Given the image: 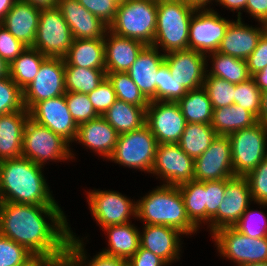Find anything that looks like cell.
Segmentation results:
<instances>
[{"instance_id":"c3c4849f","label":"cell","mask_w":267,"mask_h":266,"mask_svg":"<svg viewBox=\"0 0 267 266\" xmlns=\"http://www.w3.org/2000/svg\"><path fill=\"white\" fill-rule=\"evenodd\" d=\"M225 189L226 179L205 181L206 223L208 228L210 227L211 219L217 214L218 207L223 201Z\"/></svg>"},{"instance_id":"30bf717a","label":"cell","mask_w":267,"mask_h":266,"mask_svg":"<svg viewBox=\"0 0 267 266\" xmlns=\"http://www.w3.org/2000/svg\"><path fill=\"white\" fill-rule=\"evenodd\" d=\"M73 40L70 27L57 7L41 9L33 48L46 57L64 58Z\"/></svg>"},{"instance_id":"9a60e30c","label":"cell","mask_w":267,"mask_h":266,"mask_svg":"<svg viewBox=\"0 0 267 266\" xmlns=\"http://www.w3.org/2000/svg\"><path fill=\"white\" fill-rule=\"evenodd\" d=\"M145 124L158 144L178 143L186 120L177 102L150 101L146 107Z\"/></svg>"},{"instance_id":"9c48e42d","label":"cell","mask_w":267,"mask_h":266,"mask_svg":"<svg viewBox=\"0 0 267 266\" xmlns=\"http://www.w3.org/2000/svg\"><path fill=\"white\" fill-rule=\"evenodd\" d=\"M211 236L219 254L237 266L267 262V237L252 238L234 227L218 229Z\"/></svg>"},{"instance_id":"7bdbcfd3","label":"cell","mask_w":267,"mask_h":266,"mask_svg":"<svg viewBox=\"0 0 267 266\" xmlns=\"http://www.w3.org/2000/svg\"><path fill=\"white\" fill-rule=\"evenodd\" d=\"M261 90L255 81L249 80L235 84L234 104L250 111L256 118L259 115Z\"/></svg>"},{"instance_id":"ee69618b","label":"cell","mask_w":267,"mask_h":266,"mask_svg":"<svg viewBox=\"0 0 267 266\" xmlns=\"http://www.w3.org/2000/svg\"><path fill=\"white\" fill-rule=\"evenodd\" d=\"M250 206L233 226L240 233L252 238L267 237V217L263 211H253Z\"/></svg>"},{"instance_id":"003e7915","label":"cell","mask_w":267,"mask_h":266,"mask_svg":"<svg viewBox=\"0 0 267 266\" xmlns=\"http://www.w3.org/2000/svg\"><path fill=\"white\" fill-rule=\"evenodd\" d=\"M241 266H267V262L252 263V264H243Z\"/></svg>"},{"instance_id":"d6a6232c","label":"cell","mask_w":267,"mask_h":266,"mask_svg":"<svg viewBox=\"0 0 267 266\" xmlns=\"http://www.w3.org/2000/svg\"><path fill=\"white\" fill-rule=\"evenodd\" d=\"M217 135L211 124L186 123L178 145L195 160L210 147Z\"/></svg>"},{"instance_id":"f907efd6","label":"cell","mask_w":267,"mask_h":266,"mask_svg":"<svg viewBox=\"0 0 267 266\" xmlns=\"http://www.w3.org/2000/svg\"><path fill=\"white\" fill-rule=\"evenodd\" d=\"M21 41L17 40L1 23H0V57L10 65L25 49Z\"/></svg>"},{"instance_id":"4fadbf2b","label":"cell","mask_w":267,"mask_h":266,"mask_svg":"<svg viewBox=\"0 0 267 266\" xmlns=\"http://www.w3.org/2000/svg\"><path fill=\"white\" fill-rule=\"evenodd\" d=\"M230 22L213 9L195 10L190 20L188 49L206 56L216 52Z\"/></svg>"},{"instance_id":"b9f144b4","label":"cell","mask_w":267,"mask_h":266,"mask_svg":"<svg viewBox=\"0 0 267 266\" xmlns=\"http://www.w3.org/2000/svg\"><path fill=\"white\" fill-rule=\"evenodd\" d=\"M23 91L10 78H0V115L24 110Z\"/></svg>"},{"instance_id":"a7ac6f4b","label":"cell","mask_w":267,"mask_h":266,"mask_svg":"<svg viewBox=\"0 0 267 266\" xmlns=\"http://www.w3.org/2000/svg\"><path fill=\"white\" fill-rule=\"evenodd\" d=\"M114 2H116L118 5H120L121 3H123L126 0H113Z\"/></svg>"},{"instance_id":"d6986e66","label":"cell","mask_w":267,"mask_h":266,"mask_svg":"<svg viewBox=\"0 0 267 266\" xmlns=\"http://www.w3.org/2000/svg\"><path fill=\"white\" fill-rule=\"evenodd\" d=\"M164 62L172 78L187 91L203 87L207 73V56L195 50H179L165 54Z\"/></svg>"},{"instance_id":"7a4b0ae2","label":"cell","mask_w":267,"mask_h":266,"mask_svg":"<svg viewBox=\"0 0 267 266\" xmlns=\"http://www.w3.org/2000/svg\"><path fill=\"white\" fill-rule=\"evenodd\" d=\"M43 166L25 157L0 161V202L59 206L54 200Z\"/></svg>"},{"instance_id":"83f0119b","label":"cell","mask_w":267,"mask_h":266,"mask_svg":"<svg viewBox=\"0 0 267 266\" xmlns=\"http://www.w3.org/2000/svg\"><path fill=\"white\" fill-rule=\"evenodd\" d=\"M64 60L65 65L105 69L104 39H74Z\"/></svg>"},{"instance_id":"ffe728a7","label":"cell","mask_w":267,"mask_h":266,"mask_svg":"<svg viewBox=\"0 0 267 266\" xmlns=\"http://www.w3.org/2000/svg\"><path fill=\"white\" fill-rule=\"evenodd\" d=\"M62 13L74 39H104L109 26L84 8L78 0H59Z\"/></svg>"},{"instance_id":"e7e4bbea","label":"cell","mask_w":267,"mask_h":266,"mask_svg":"<svg viewBox=\"0 0 267 266\" xmlns=\"http://www.w3.org/2000/svg\"><path fill=\"white\" fill-rule=\"evenodd\" d=\"M9 75V65L0 57V78Z\"/></svg>"},{"instance_id":"8fae6325","label":"cell","mask_w":267,"mask_h":266,"mask_svg":"<svg viewBox=\"0 0 267 266\" xmlns=\"http://www.w3.org/2000/svg\"><path fill=\"white\" fill-rule=\"evenodd\" d=\"M22 91L24 108L28 111L38 102L65 95L64 58L47 57L34 80Z\"/></svg>"},{"instance_id":"d4e9b609","label":"cell","mask_w":267,"mask_h":266,"mask_svg":"<svg viewBox=\"0 0 267 266\" xmlns=\"http://www.w3.org/2000/svg\"><path fill=\"white\" fill-rule=\"evenodd\" d=\"M118 135L116 130L100 115L78 125L75 141L108 159L114 151Z\"/></svg>"},{"instance_id":"f546056e","label":"cell","mask_w":267,"mask_h":266,"mask_svg":"<svg viewBox=\"0 0 267 266\" xmlns=\"http://www.w3.org/2000/svg\"><path fill=\"white\" fill-rule=\"evenodd\" d=\"M146 107L117 99L102 116L118 134H122L145 125Z\"/></svg>"},{"instance_id":"bcb514c9","label":"cell","mask_w":267,"mask_h":266,"mask_svg":"<svg viewBox=\"0 0 267 266\" xmlns=\"http://www.w3.org/2000/svg\"><path fill=\"white\" fill-rule=\"evenodd\" d=\"M33 256L26 247L0 234V266H21Z\"/></svg>"},{"instance_id":"f5cc1de1","label":"cell","mask_w":267,"mask_h":266,"mask_svg":"<svg viewBox=\"0 0 267 266\" xmlns=\"http://www.w3.org/2000/svg\"><path fill=\"white\" fill-rule=\"evenodd\" d=\"M246 63L251 76L267 66V30L260 36L256 48L246 59Z\"/></svg>"},{"instance_id":"f6af8a7d","label":"cell","mask_w":267,"mask_h":266,"mask_svg":"<svg viewBox=\"0 0 267 266\" xmlns=\"http://www.w3.org/2000/svg\"><path fill=\"white\" fill-rule=\"evenodd\" d=\"M65 100L69 112L77 125L95 119L100 116L90 102L88 94L78 92H66Z\"/></svg>"},{"instance_id":"cb8c5ba5","label":"cell","mask_w":267,"mask_h":266,"mask_svg":"<svg viewBox=\"0 0 267 266\" xmlns=\"http://www.w3.org/2000/svg\"><path fill=\"white\" fill-rule=\"evenodd\" d=\"M105 72H127L137 59L145 43L119 36L109 29L104 37Z\"/></svg>"},{"instance_id":"ac0fdd59","label":"cell","mask_w":267,"mask_h":266,"mask_svg":"<svg viewBox=\"0 0 267 266\" xmlns=\"http://www.w3.org/2000/svg\"><path fill=\"white\" fill-rule=\"evenodd\" d=\"M29 116L35 122L61 136L69 144L76 139L78 125L69 112L65 95L36 103L29 110Z\"/></svg>"},{"instance_id":"be15d7a7","label":"cell","mask_w":267,"mask_h":266,"mask_svg":"<svg viewBox=\"0 0 267 266\" xmlns=\"http://www.w3.org/2000/svg\"><path fill=\"white\" fill-rule=\"evenodd\" d=\"M16 0H0V22L5 18Z\"/></svg>"},{"instance_id":"484cf974","label":"cell","mask_w":267,"mask_h":266,"mask_svg":"<svg viewBox=\"0 0 267 266\" xmlns=\"http://www.w3.org/2000/svg\"><path fill=\"white\" fill-rule=\"evenodd\" d=\"M40 11L31 4L16 0L5 18L0 22L17 40L32 47L39 25Z\"/></svg>"},{"instance_id":"7402d4cb","label":"cell","mask_w":267,"mask_h":266,"mask_svg":"<svg viewBox=\"0 0 267 266\" xmlns=\"http://www.w3.org/2000/svg\"><path fill=\"white\" fill-rule=\"evenodd\" d=\"M260 27L245 25L242 18L229 23L218 48V52L246 60L256 48L258 40L266 30V24Z\"/></svg>"},{"instance_id":"44dd1931","label":"cell","mask_w":267,"mask_h":266,"mask_svg":"<svg viewBox=\"0 0 267 266\" xmlns=\"http://www.w3.org/2000/svg\"><path fill=\"white\" fill-rule=\"evenodd\" d=\"M140 233V247L151 251L162 258L168 265L180 259L181 233L179 230L165 225H143Z\"/></svg>"},{"instance_id":"ab89813d","label":"cell","mask_w":267,"mask_h":266,"mask_svg":"<svg viewBox=\"0 0 267 266\" xmlns=\"http://www.w3.org/2000/svg\"><path fill=\"white\" fill-rule=\"evenodd\" d=\"M203 88L208 94L213 109L234 104L235 84L206 73Z\"/></svg>"},{"instance_id":"db71d44e","label":"cell","mask_w":267,"mask_h":266,"mask_svg":"<svg viewBox=\"0 0 267 266\" xmlns=\"http://www.w3.org/2000/svg\"><path fill=\"white\" fill-rule=\"evenodd\" d=\"M168 264L151 251L139 247L137 252L127 260V266H167Z\"/></svg>"},{"instance_id":"6125c7cd","label":"cell","mask_w":267,"mask_h":266,"mask_svg":"<svg viewBox=\"0 0 267 266\" xmlns=\"http://www.w3.org/2000/svg\"><path fill=\"white\" fill-rule=\"evenodd\" d=\"M184 1L186 4L195 8L196 10H203V9H208V8L212 9L209 6H210V3L214 0H184ZM208 4H209V6H208Z\"/></svg>"},{"instance_id":"5b68a950","label":"cell","mask_w":267,"mask_h":266,"mask_svg":"<svg viewBox=\"0 0 267 266\" xmlns=\"http://www.w3.org/2000/svg\"><path fill=\"white\" fill-rule=\"evenodd\" d=\"M158 0H126L118 5L109 30L119 36L152 45L157 24Z\"/></svg>"},{"instance_id":"52a82bcc","label":"cell","mask_w":267,"mask_h":266,"mask_svg":"<svg viewBox=\"0 0 267 266\" xmlns=\"http://www.w3.org/2000/svg\"><path fill=\"white\" fill-rule=\"evenodd\" d=\"M157 144L156 138L145 124L139 129L119 134L114 151L108 160L151 173Z\"/></svg>"},{"instance_id":"277c9868","label":"cell","mask_w":267,"mask_h":266,"mask_svg":"<svg viewBox=\"0 0 267 266\" xmlns=\"http://www.w3.org/2000/svg\"><path fill=\"white\" fill-rule=\"evenodd\" d=\"M195 10L184 0H158L152 45L162 48L164 54L188 49L190 20Z\"/></svg>"},{"instance_id":"6da1fadb","label":"cell","mask_w":267,"mask_h":266,"mask_svg":"<svg viewBox=\"0 0 267 266\" xmlns=\"http://www.w3.org/2000/svg\"><path fill=\"white\" fill-rule=\"evenodd\" d=\"M68 225L59 206L0 202V234L34 255L67 256L72 232Z\"/></svg>"},{"instance_id":"680465c9","label":"cell","mask_w":267,"mask_h":266,"mask_svg":"<svg viewBox=\"0 0 267 266\" xmlns=\"http://www.w3.org/2000/svg\"><path fill=\"white\" fill-rule=\"evenodd\" d=\"M257 122L267 128V90L261 91V102Z\"/></svg>"},{"instance_id":"4dcf8cb0","label":"cell","mask_w":267,"mask_h":266,"mask_svg":"<svg viewBox=\"0 0 267 266\" xmlns=\"http://www.w3.org/2000/svg\"><path fill=\"white\" fill-rule=\"evenodd\" d=\"M256 123L257 118L250 111L236 104L213 109L211 126L218 135L229 136Z\"/></svg>"},{"instance_id":"681fc988","label":"cell","mask_w":267,"mask_h":266,"mask_svg":"<svg viewBox=\"0 0 267 266\" xmlns=\"http://www.w3.org/2000/svg\"><path fill=\"white\" fill-rule=\"evenodd\" d=\"M90 102L93 104L95 111L99 115H103L117 100L112 83L106 77L102 83L88 93Z\"/></svg>"},{"instance_id":"94428289","label":"cell","mask_w":267,"mask_h":266,"mask_svg":"<svg viewBox=\"0 0 267 266\" xmlns=\"http://www.w3.org/2000/svg\"><path fill=\"white\" fill-rule=\"evenodd\" d=\"M38 9H50L58 6L59 0H22Z\"/></svg>"},{"instance_id":"91938a15","label":"cell","mask_w":267,"mask_h":266,"mask_svg":"<svg viewBox=\"0 0 267 266\" xmlns=\"http://www.w3.org/2000/svg\"><path fill=\"white\" fill-rule=\"evenodd\" d=\"M261 91L267 90V66L251 76Z\"/></svg>"},{"instance_id":"74e56055","label":"cell","mask_w":267,"mask_h":266,"mask_svg":"<svg viewBox=\"0 0 267 266\" xmlns=\"http://www.w3.org/2000/svg\"><path fill=\"white\" fill-rule=\"evenodd\" d=\"M73 233L74 232H71L69 237L67 257L76 266H127V260L103 252H98L99 254L94 255V257L91 258L92 260L89 261L85 253L83 238L80 240L79 237H76ZM87 259L88 261H86Z\"/></svg>"},{"instance_id":"5bb4252c","label":"cell","mask_w":267,"mask_h":266,"mask_svg":"<svg viewBox=\"0 0 267 266\" xmlns=\"http://www.w3.org/2000/svg\"><path fill=\"white\" fill-rule=\"evenodd\" d=\"M194 159L178 143L157 144L151 174L163 180V185L178 186L194 180Z\"/></svg>"},{"instance_id":"9f6ffc18","label":"cell","mask_w":267,"mask_h":266,"mask_svg":"<svg viewBox=\"0 0 267 266\" xmlns=\"http://www.w3.org/2000/svg\"><path fill=\"white\" fill-rule=\"evenodd\" d=\"M66 257L67 256L34 255L21 266H55L60 260Z\"/></svg>"},{"instance_id":"816d5d0a","label":"cell","mask_w":267,"mask_h":266,"mask_svg":"<svg viewBox=\"0 0 267 266\" xmlns=\"http://www.w3.org/2000/svg\"><path fill=\"white\" fill-rule=\"evenodd\" d=\"M78 2L108 26L115 19L118 4L113 0H78Z\"/></svg>"},{"instance_id":"2e32d148","label":"cell","mask_w":267,"mask_h":266,"mask_svg":"<svg viewBox=\"0 0 267 266\" xmlns=\"http://www.w3.org/2000/svg\"><path fill=\"white\" fill-rule=\"evenodd\" d=\"M250 186L246 177L226 179L223 201L217 214L210 221V234L224 227H233L252 202Z\"/></svg>"},{"instance_id":"3957f363","label":"cell","mask_w":267,"mask_h":266,"mask_svg":"<svg viewBox=\"0 0 267 266\" xmlns=\"http://www.w3.org/2000/svg\"><path fill=\"white\" fill-rule=\"evenodd\" d=\"M136 202V218L143 224L169 226L190 236L199 230L187 215L178 186H157Z\"/></svg>"},{"instance_id":"7c38bea8","label":"cell","mask_w":267,"mask_h":266,"mask_svg":"<svg viewBox=\"0 0 267 266\" xmlns=\"http://www.w3.org/2000/svg\"><path fill=\"white\" fill-rule=\"evenodd\" d=\"M87 202L92 216L100 227L130 223L136 218L137 202L116 191L90 190Z\"/></svg>"},{"instance_id":"e575fe53","label":"cell","mask_w":267,"mask_h":266,"mask_svg":"<svg viewBox=\"0 0 267 266\" xmlns=\"http://www.w3.org/2000/svg\"><path fill=\"white\" fill-rule=\"evenodd\" d=\"M209 56L212 60L211 63L213 62L212 69L207 70L209 76H216L233 84L242 83L251 78L246 60L222 54L218 51L207 55V57Z\"/></svg>"},{"instance_id":"60d3db41","label":"cell","mask_w":267,"mask_h":266,"mask_svg":"<svg viewBox=\"0 0 267 266\" xmlns=\"http://www.w3.org/2000/svg\"><path fill=\"white\" fill-rule=\"evenodd\" d=\"M187 90L172 78L171 71L165 62L157 69L156 101L177 102Z\"/></svg>"},{"instance_id":"f35d334b","label":"cell","mask_w":267,"mask_h":266,"mask_svg":"<svg viewBox=\"0 0 267 266\" xmlns=\"http://www.w3.org/2000/svg\"><path fill=\"white\" fill-rule=\"evenodd\" d=\"M112 83L117 99L137 106H148L149 100L143 95L127 72L106 73Z\"/></svg>"},{"instance_id":"4316f807","label":"cell","mask_w":267,"mask_h":266,"mask_svg":"<svg viewBox=\"0 0 267 266\" xmlns=\"http://www.w3.org/2000/svg\"><path fill=\"white\" fill-rule=\"evenodd\" d=\"M29 111L0 115V161L22 156L23 133Z\"/></svg>"},{"instance_id":"03108f58","label":"cell","mask_w":267,"mask_h":266,"mask_svg":"<svg viewBox=\"0 0 267 266\" xmlns=\"http://www.w3.org/2000/svg\"><path fill=\"white\" fill-rule=\"evenodd\" d=\"M55 266H76L68 257L60 260Z\"/></svg>"},{"instance_id":"e0dca14e","label":"cell","mask_w":267,"mask_h":266,"mask_svg":"<svg viewBox=\"0 0 267 266\" xmlns=\"http://www.w3.org/2000/svg\"><path fill=\"white\" fill-rule=\"evenodd\" d=\"M194 180L219 181L234 177L228 136L217 135L210 147L194 160Z\"/></svg>"},{"instance_id":"6f0895ef","label":"cell","mask_w":267,"mask_h":266,"mask_svg":"<svg viewBox=\"0 0 267 266\" xmlns=\"http://www.w3.org/2000/svg\"><path fill=\"white\" fill-rule=\"evenodd\" d=\"M215 2H219V5H223V8H227V10L238 11L237 18L241 19V11L246 9L247 0H216Z\"/></svg>"},{"instance_id":"1f68e13d","label":"cell","mask_w":267,"mask_h":266,"mask_svg":"<svg viewBox=\"0 0 267 266\" xmlns=\"http://www.w3.org/2000/svg\"><path fill=\"white\" fill-rule=\"evenodd\" d=\"M177 103L186 123H212L213 107L203 87L187 91Z\"/></svg>"},{"instance_id":"ba28073f","label":"cell","mask_w":267,"mask_h":266,"mask_svg":"<svg viewBox=\"0 0 267 266\" xmlns=\"http://www.w3.org/2000/svg\"><path fill=\"white\" fill-rule=\"evenodd\" d=\"M235 176L246 177L267 156V128L257 122L228 136Z\"/></svg>"},{"instance_id":"f1b7e54d","label":"cell","mask_w":267,"mask_h":266,"mask_svg":"<svg viewBox=\"0 0 267 266\" xmlns=\"http://www.w3.org/2000/svg\"><path fill=\"white\" fill-rule=\"evenodd\" d=\"M102 229L107 233L109 246L101 252L128 260L139 249L140 230L133 224L112 225Z\"/></svg>"},{"instance_id":"d590c367","label":"cell","mask_w":267,"mask_h":266,"mask_svg":"<svg viewBox=\"0 0 267 266\" xmlns=\"http://www.w3.org/2000/svg\"><path fill=\"white\" fill-rule=\"evenodd\" d=\"M190 221L199 229L206 224L205 181H188L178 185Z\"/></svg>"},{"instance_id":"7dc6e473","label":"cell","mask_w":267,"mask_h":266,"mask_svg":"<svg viewBox=\"0 0 267 266\" xmlns=\"http://www.w3.org/2000/svg\"><path fill=\"white\" fill-rule=\"evenodd\" d=\"M252 200L267 207V156L246 176Z\"/></svg>"},{"instance_id":"8992f818","label":"cell","mask_w":267,"mask_h":266,"mask_svg":"<svg viewBox=\"0 0 267 266\" xmlns=\"http://www.w3.org/2000/svg\"><path fill=\"white\" fill-rule=\"evenodd\" d=\"M70 144L46 126L27 119L22 142V157L44 166L47 161H65L75 158ZM46 162V163H45Z\"/></svg>"},{"instance_id":"836d02e7","label":"cell","mask_w":267,"mask_h":266,"mask_svg":"<svg viewBox=\"0 0 267 266\" xmlns=\"http://www.w3.org/2000/svg\"><path fill=\"white\" fill-rule=\"evenodd\" d=\"M46 58L38 49L27 47L9 65L10 78L23 90L34 80Z\"/></svg>"},{"instance_id":"11a10c76","label":"cell","mask_w":267,"mask_h":266,"mask_svg":"<svg viewBox=\"0 0 267 266\" xmlns=\"http://www.w3.org/2000/svg\"><path fill=\"white\" fill-rule=\"evenodd\" d=\"M245 10L253 19L267 24V0H247Z\"/></svg>"},{"instance_id":"8d00e7d4","label":"cell","mask_w":267,"mask_h":266,"mask_svg":"<svg viewBox=\"0 0 267 266\" xmlns=\"http://www.w3.org/2000/svg\"><path fill=\"white\" fill-rule=\"evenodd\" d=\"M105 78V69H89L65 65L66 92L88 94L96 89Z\"/></svg>"},{"instance_id":"603a6c76","label":"cell","mask_w":267,"mask_h":266,"mask_svg":"<svg viewBox=\"0 0 267 266\" xmlns=\"http://www.w3.org/2000/svg\"><path fill=\"white\" fill-rule=\"evenodd\" d=\"M165 54L157 47L146 45L127 71L130 78L149 101H156L157 69L164 62Z\"/></svg>"}]
</instances>
